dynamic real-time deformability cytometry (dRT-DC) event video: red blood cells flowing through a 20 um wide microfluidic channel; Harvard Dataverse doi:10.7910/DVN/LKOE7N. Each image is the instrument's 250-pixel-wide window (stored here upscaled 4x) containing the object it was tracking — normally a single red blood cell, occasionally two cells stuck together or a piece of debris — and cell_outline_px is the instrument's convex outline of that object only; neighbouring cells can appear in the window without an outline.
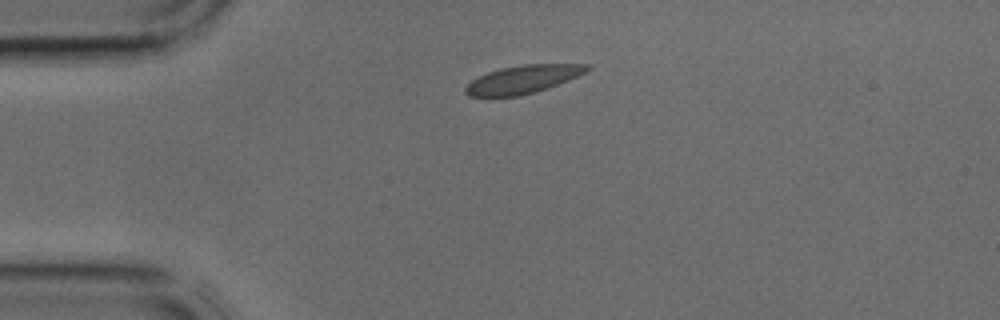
{"species": "common noctule bat (a hibernating species)", "species_latin": "Nyctalus noctula", "temperature_condition": "cold", "stored_images_in_passage": 3, "camera_frame_rate_fps": 3000, "um_per_image_px": 0.085, "animal": {"sex": "male", "body_mass_g": 17.9, "forearm_length_mm": 54.2}, "frame": {"image": 1, "passage_image": 3, "time_ms": 0.667, "image_size_px": [1000, 320], "cell_outline_px": [[592, 68], [568, 80], [536, 92], [520, 96], [468, 96], [464, 92], [464, 88], [472, 80], [488, 72], [500, 68], [524, 64], [592, 64]], "centroid_in_image_um": [44.45, 6.74], "position_along_channel_um": 40.5, "area_um2": 19.77}}